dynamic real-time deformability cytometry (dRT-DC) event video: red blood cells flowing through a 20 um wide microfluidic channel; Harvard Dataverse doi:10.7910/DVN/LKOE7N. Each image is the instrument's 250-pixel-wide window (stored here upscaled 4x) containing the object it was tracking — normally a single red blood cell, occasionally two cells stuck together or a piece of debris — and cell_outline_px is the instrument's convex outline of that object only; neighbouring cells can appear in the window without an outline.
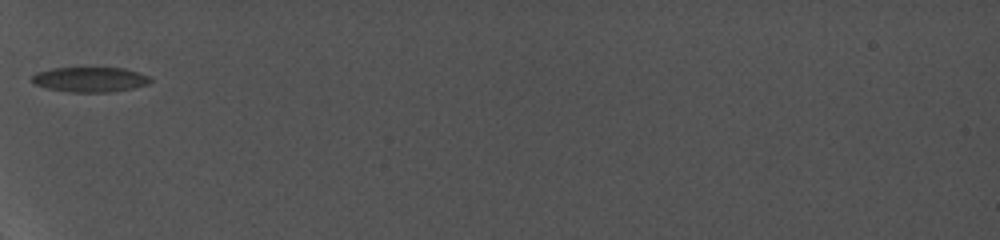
{"species": "common noctule bat (a hibernating species)", "species_latin": "Nyctalus noctula", "temperature_condition": "cold", "stored_images_in_passage": 31, "camera_frame_rate_fps": 5000, "um_per_image_px": 0.085, "animal": {"sex": "female", "body_mass_g": 19.0, "forearm_length_mm": 56.7}, "frame": {"image": 1, "passage_image": 1, "time_ms": 0.0, "image_size_px": [1000, 240], "cell_outline_px": [[152, 80], [148, 84], [132, 88], [112, 92], [72, 92], [48, 88], [32, 84], [28, 80], [36, 72], [52, 68], [124, 68], [140, 72], [148, 76]], "centroid_in_image_um": [7.62, 6.75], "position_along_channel_um": 77.4, "area_um2": 17.34}}
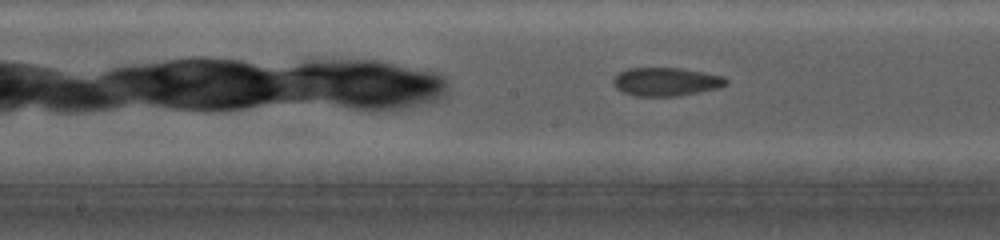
{"frame": {"image": 2, "passage_image": 13, "time_ms": 3.2, "image_size_px": [1000, 240], "cell_outline_px": [[728, 84], [720, 88], [700, 92], [676, 96], [636, 96], [620, 92], [612, 84], [612, 80], [620, 72], [628, 68], [684, 68], [724, 76], [728, 80]], "centroid_in_image_um": [56.63, 6.95], "position_along_channel_um": 191.6, "area_um2": 18.96}}
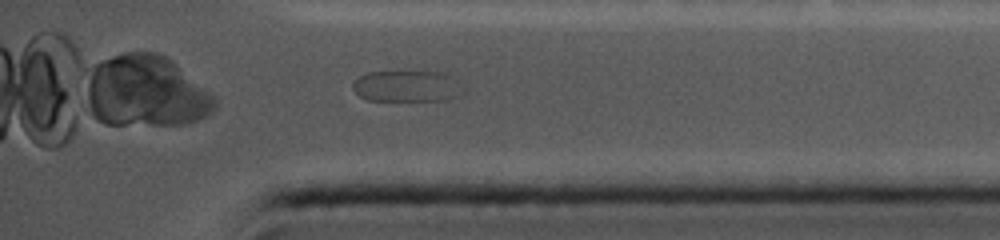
{"frame": {"image": 3, "passage_image": 29, "time_ms": 8.8, "image_size_px": [1000, 240], "cell_outline_px": [[464, 92], [460, 96], [448, 100], [368, 100], [360, 96], [352, 88], [352, 84], [360, 76], [368, 72], [404, 68], [448, 72]], "centroid_in_image_um": [34.61, 7.26], "position_along_channel_um": 400.6, "area_um2": 21.15}}